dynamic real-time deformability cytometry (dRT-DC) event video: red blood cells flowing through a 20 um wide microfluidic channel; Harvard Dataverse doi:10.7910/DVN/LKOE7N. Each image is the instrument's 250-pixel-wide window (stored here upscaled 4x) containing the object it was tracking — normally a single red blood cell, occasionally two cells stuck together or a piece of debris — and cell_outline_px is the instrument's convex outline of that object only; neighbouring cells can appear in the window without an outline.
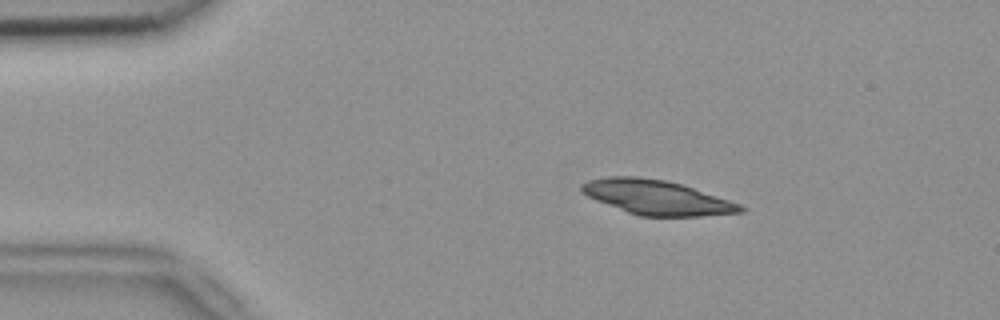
{"species": "common noctule bat (a hibernating species)", "species_latin": "Nyctalus noctula", "temperature_condition": "room temperature", "stored_images_in_passage": 51, "camera_frame_rate_fps": 3000, "um_per_image_px": 0.085, "animal": {"sex": "female", "body_mass_g": 18.4}, "frame": {"image": 1, "passage_image": 8, "time_ms": 2.333, "image_size_px": [1000, 320], "cell_outline_px": [[748, 208], [744, 212], [700, 216], [640, 216], [628, 212], [596, 200], [580, 192], [580, 184], [588, 180], [604, 176], [636, 176], [664, 180], [684, 184], [740, 204]], "centroid_in_image_um": [55.82, 16.77], "position_along_channel_um": 29.2, "area_um2": 32.08}}